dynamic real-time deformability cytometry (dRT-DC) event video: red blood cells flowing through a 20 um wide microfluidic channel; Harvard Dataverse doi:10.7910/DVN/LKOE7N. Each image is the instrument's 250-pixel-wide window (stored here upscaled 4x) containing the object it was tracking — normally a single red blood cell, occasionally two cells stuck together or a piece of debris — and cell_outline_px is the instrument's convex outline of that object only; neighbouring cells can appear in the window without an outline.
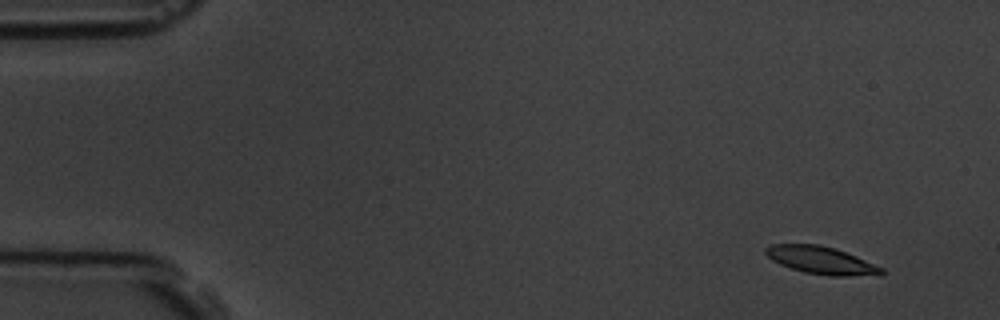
{"species": "common noctule bat (a hibernating species)", "species_latin": "Nyctalus noctula", "temperature_condition": "room temperature", "stored_images_in_passage": 6, "camera_frame_rate_fps": 3000, "um_per_image_px": 0.085, "animal": {"sex": "male", "body_mass_g": 19.5, "forearm_length_mm": 54.6}, "frame": {"image": 1, "passage_image": 2, "time_ms": 1.333, "image_size_px": [1000, 320], "cell_outline_px": [[884, 272], [880, 276], [828, 276], [804, 272], [780, 264], [772, 260], [764, 252], [764, 248], [772, 244], [820, 244], [836, 248], [856, 256], [884, 268]], "centroid_in_image_um": [69.84, 22.13], "position_along_channel_um": 15.2, "area_um2": 18.84}}